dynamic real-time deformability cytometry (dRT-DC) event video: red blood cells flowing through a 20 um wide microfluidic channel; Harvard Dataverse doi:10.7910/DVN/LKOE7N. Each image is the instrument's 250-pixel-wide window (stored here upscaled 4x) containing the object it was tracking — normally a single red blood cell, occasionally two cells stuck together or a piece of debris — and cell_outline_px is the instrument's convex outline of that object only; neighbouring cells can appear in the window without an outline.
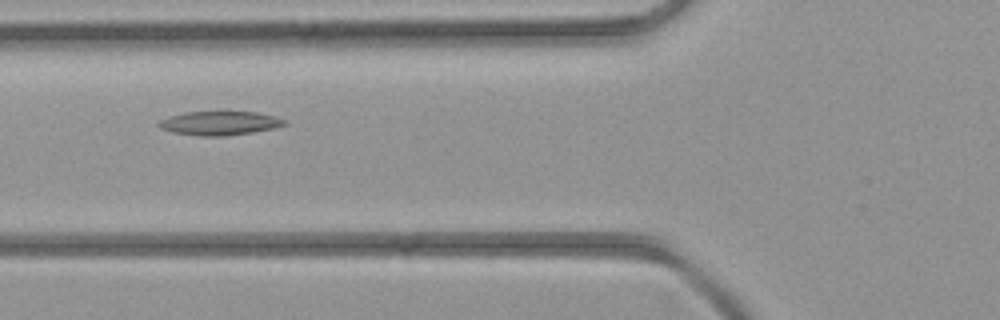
{"species": "common noctule bat (a hibernating species)", "species_latin": "Nyctalus noctula", "temperature_condition": "room temperature", "stored_images_in_passage": 3, "camera_frame_rate_fps": 3000, "um_per_image_px": 0.085, "animal": {"sex": "female", "body_mass_g": 21.9}, "frame": {"image": 1, "passage_image": 3, "time_ms": 3.333, "image_size_px": [1000, 320], "cell_outline_px": [[288, 124], [276, 128], [252, 132], [220, 136], [200, 136], [172, 132], [160, 128], [156, 124], [160, 120], [184, 112], [224, 108], [228, 108], [256, 112], [276, 116], [288, 120]], "centroid_in_image_um": [18.73, 10.4], "position_along_channel_um": 107.1, "area_um2": 18.61}}